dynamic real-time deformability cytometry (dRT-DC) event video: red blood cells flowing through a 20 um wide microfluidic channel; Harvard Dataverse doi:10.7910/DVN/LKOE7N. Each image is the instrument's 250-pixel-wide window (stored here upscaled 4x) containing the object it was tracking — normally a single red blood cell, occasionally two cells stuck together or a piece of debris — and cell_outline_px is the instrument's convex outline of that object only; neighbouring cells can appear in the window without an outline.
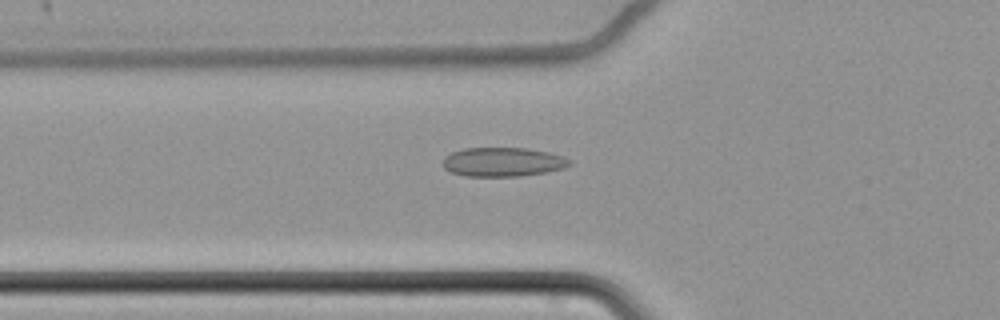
{"species": "common noctule bat (a hibernating species)", "species_latin": "Nyctalus noctula", "temperature_condition": "cold", "stored_images_in_passage": 62, "camera_frame_rate_fps": 3000, "um_per_image_px": 0.085, "animal": {"sex": "female", "body_mass_g": 22.7, "forearm_length_mm": 54.2}, "frame": {"image": 1, "passage_image": 24, "time_ms": 7.667, "image_size_px": [1000, 320], "cell_outline_px": [[572, 164], [564, 168], [548, 172], [520, 176], [464, 176], [452, 172], [444, 168], [444, 156], [452, 152], [464, 148], [524, 148], [548, 152], [564, 156], [572, 160]], "centroid_in_image_um": [42.78, 13.77], "position_along_channel_um": 83.0, "area_um2": 21.56}}
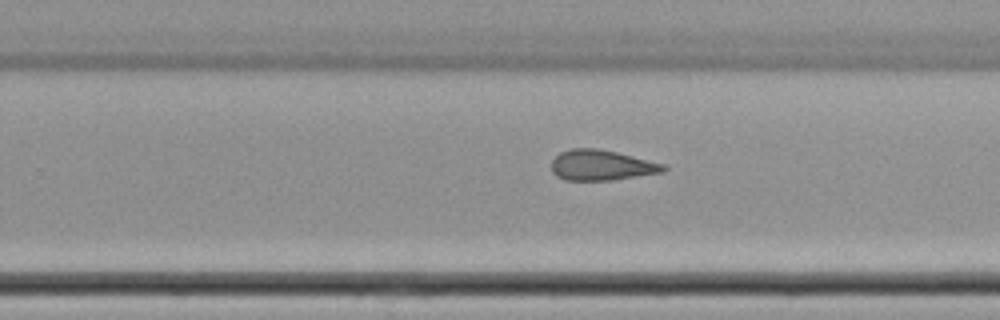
{"frame": {"image": 2, "passage_image": 41, "time_ms": 13.333, "image_size_px": [1000, 320], "cell_outline_px": [[668, 168], [664, 172], [612, 180], [564, 180], [556, 176], [552, 172], [552, 160], [560, 152], [572, 148], [596, 148], [616, 152], [664, 164]], "centroid_in_image_um": [51.11, 14.05], "position_along_channel_um": 278.7, "area_um2": 19.83}}
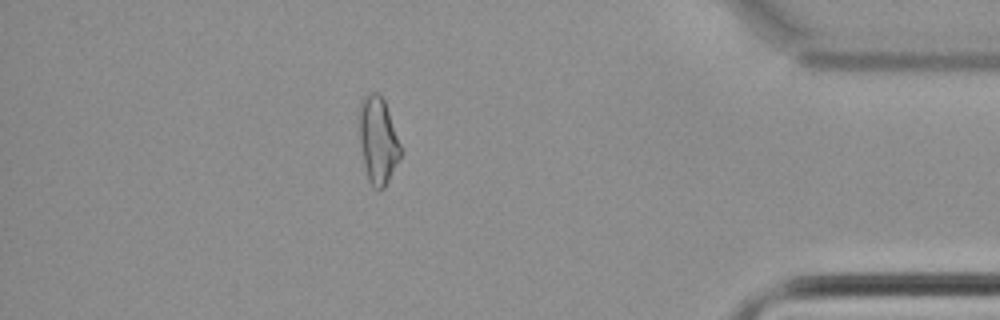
{"frame": {"image": 3, "passage_image": 55, "time_ms": 18.0, "image_size_px": [1000, 320], "cell_outline_px": [[400, 156], [384, 188], [376, 192], [372, 188], [368, 180], [364, 164], [360, 144], [356, 116], [360, 100], [368, 92], [376, 92], [384, 100], [400, 144]], "centroid_in_image_um": [32.06, 11.9], "position_along_channel_um": 403.1, "area_um2": 21.21}, "authors_computed_cell_mechanics": {"area_um2": 21.5305, "velocity_mm_per_s": 3.4536, "shape_relaxation_time_tau1_ms": null, "shape_relaxation_time_tau2_ms": 5.5371, "deformation_change_tau1": null, "deformation_change_tau2": 0.1193}}